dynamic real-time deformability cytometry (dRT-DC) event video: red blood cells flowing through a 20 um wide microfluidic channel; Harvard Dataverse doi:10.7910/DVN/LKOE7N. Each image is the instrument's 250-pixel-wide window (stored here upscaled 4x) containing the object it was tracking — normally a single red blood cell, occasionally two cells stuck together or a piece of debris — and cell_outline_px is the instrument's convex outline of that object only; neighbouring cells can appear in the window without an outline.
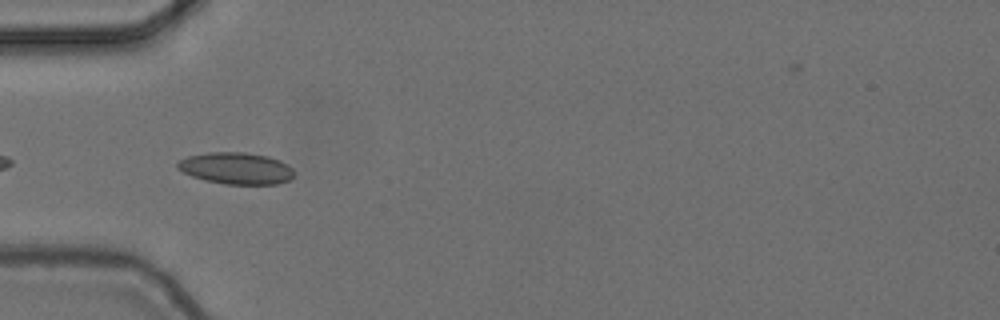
{"species": "common noctule bat (a hibernating species)", "species_latin": "Nyctalus noctula", "temperature_condition": "cold", "stored_images_in_passage": 6, "camera_frame_rate_fps": 3000, "um_per_image_px": 0.085, "animal": {"sex": "female", "body_mass_g": 24.6, "forearm_length_mm": 56.2}, "frame": {"image": 1, "passage_image": 5, "time_ms": 1.333, "image_size_px": [1000, 320], "cell_outline_px": [[292, 176], [288, 180], [276, 184], [224, 184], [204, 180], [192, 176], [176, 168], [176, 164], [180, 160], [188, 156], [208, 152], [244, 152], [268, 156], [280, 160], [288, 164], [292, 168]], "centroid_in_image_um": [20.05, 14.3], "position_along_channel_um": 64.9, "area_um2": 21.5}}
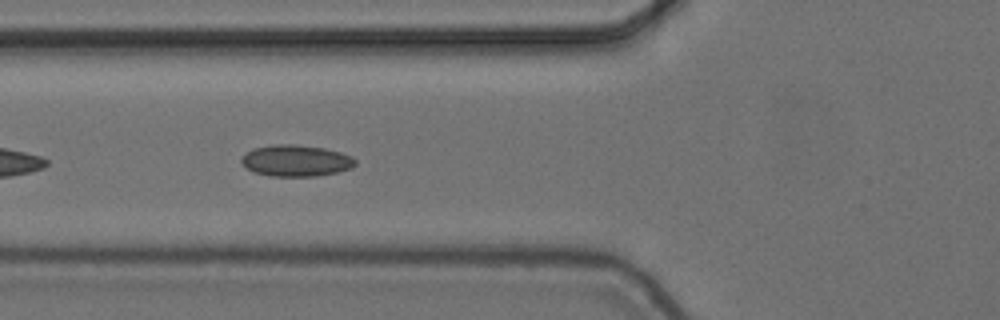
{"frame": {"image": 2, "passage_image": 6, "time_ms": 1.667, "image_size_px": [1000, 320], "cell_outline_px": [[356, 164], [352, 168], [336, 172], [316, 176], [272, 176], [252, 172], [240, 160], [252, 148], [272, 144], [296, 144], [324, 148], [340, 152], [352, 156], [356, 160]], "centroid_in_image_um": [25.17, 13.65], "position_along_channel_um": 100.6, "area_um2": 20.87}}